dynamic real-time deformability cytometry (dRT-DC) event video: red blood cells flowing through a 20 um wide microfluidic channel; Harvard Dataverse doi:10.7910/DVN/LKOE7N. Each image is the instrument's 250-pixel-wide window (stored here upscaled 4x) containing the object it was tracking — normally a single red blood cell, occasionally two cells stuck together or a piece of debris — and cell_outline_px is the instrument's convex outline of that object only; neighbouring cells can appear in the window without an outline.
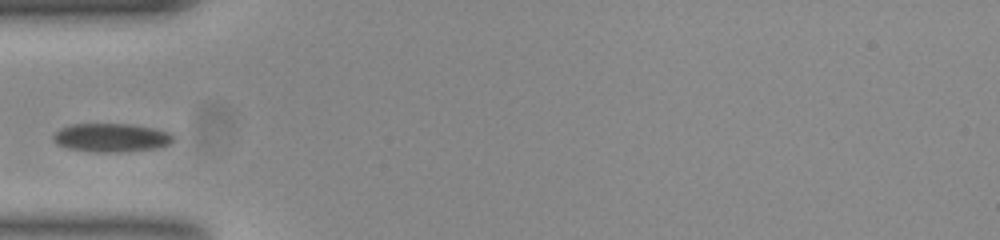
{"species": "common noctule bat (a hibernating species)", "species_latin": "Nyctalus noctula", "temperature_condition": "room temperature", "stored_images_in_passage": 21, "camera_frame_rate_fps": 3000, "um_per_image_px": 0.085, "animal": {"sex": "female", "body_mass_g": 23.0, "forearm_length_mm": 53.4}, "frame": {"image": 1, "passage_image": 1, "time_ms": 0.0, "image_size_px": [1000, 240], "cell_outline_px": [[172, 140], [168, 144], [156, 148], [120, 152], [108, 152], [68, 148], [60, 144], [56, 140], [56, 132], [72, 124], [128, 124], [152, 128], [168, 132], [172, 136]], "centroid_in_image_um": [9.52, 11.69], "position_along_channel_um": 75.5, "area_um2": 19.13}}
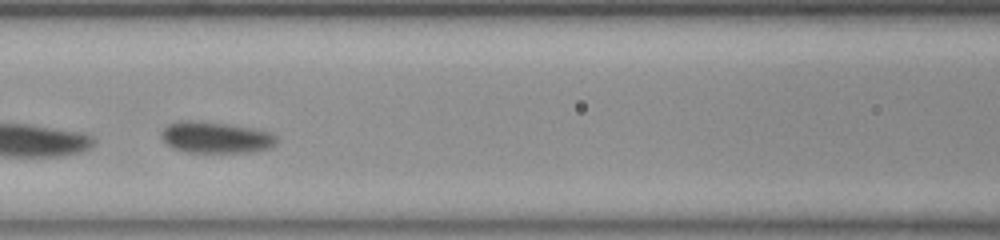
{"frame": {"image": 2, "passage_image": 7, "time_ms": 2.0, "image_size_px": [1000, 240], "cell_outline_px": [[276, 144], [268, 148], [244, 152], [192, 152], [176, 148], [168, 144], [164, 140], [164, 128], [168, 124], [180, 120], [192, 120], [248, 128], [268, 132], [276, 136]], "centroid_in_image_um": [18.34, 11.68], "position_along_channel_um": 148.3, "area_um2": 20.11}}